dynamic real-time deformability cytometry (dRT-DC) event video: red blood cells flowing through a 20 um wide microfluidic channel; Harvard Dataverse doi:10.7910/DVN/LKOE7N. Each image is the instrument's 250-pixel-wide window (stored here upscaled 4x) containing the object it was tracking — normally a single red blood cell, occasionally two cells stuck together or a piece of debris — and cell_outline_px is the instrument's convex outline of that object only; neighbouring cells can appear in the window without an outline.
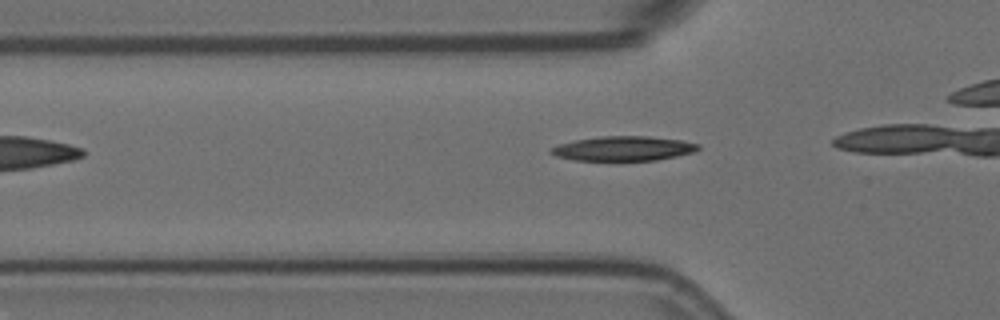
{"species": "Egyptian fruit bat (a non-hibernating species)", "species_latin": "Rousettus aegyptiacus", "temperature_condition": "room temperature", "stored_images_in_passage": 3, "camera_frame_rate_fps": 3000, "um_per_image_px": 0.085, "animal": {"sex": "female"}, "frame": {"image": 1, "passage_image": 3, "time_ms": 0.667, "image_size_px": [1000, 320], "cell_outline_px": [[700, 148], [696, 152], [656, 160], [572, 160], [556, 156], [548, 152], [548, 148], [560, 144], [576, 140], [600, 136], [648, 136], [680, 140], [700, 144]], "centroid_in_image_um": [52.98, 12.62], "position_along_channel_um": 72.8, "area_um2": 21.1}}